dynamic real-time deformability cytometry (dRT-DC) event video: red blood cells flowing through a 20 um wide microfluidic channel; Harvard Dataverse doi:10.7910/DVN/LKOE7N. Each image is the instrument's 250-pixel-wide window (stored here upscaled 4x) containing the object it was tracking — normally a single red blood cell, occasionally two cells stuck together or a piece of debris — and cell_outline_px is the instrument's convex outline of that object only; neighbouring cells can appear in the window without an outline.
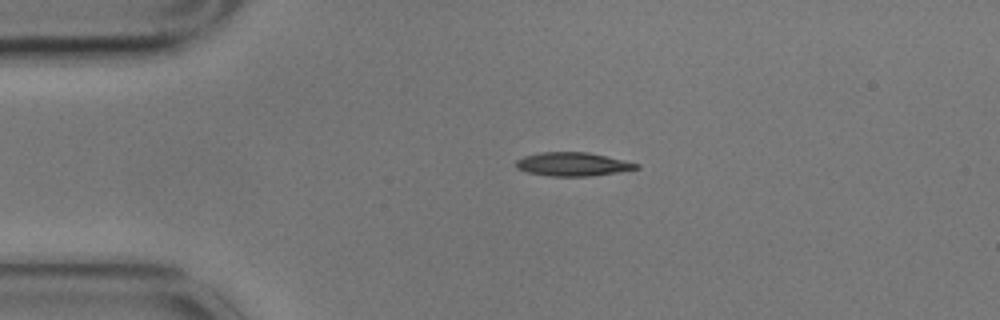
{"species": "common noctule bat (a hibernating species)", "species_latin": "Nyctalus noctula", "temperature_condition": "cold", "stored_images_in_passage": 2, "camera_frame_rate_fps": 3000, "um_per_image_px": 0.085, "animal": {"sex": "male", "body_mass_g": 17.9}, "frame": {"image": 1, "passage_image": 1, "time_ms": 0.0, "image_size_px": [1000, 320], "cell_outline_px": [[640, 168], [616, 172], [588, 176], [548, 176], [528, 172], [516, 168], [516, 160], [524, 156], [540, 152], [588, 152], [640, 164]], "centroid_in_image_um": [48.65, 13.95], "position_along_channel_um": 36.3, "area_um2": 16.42}}